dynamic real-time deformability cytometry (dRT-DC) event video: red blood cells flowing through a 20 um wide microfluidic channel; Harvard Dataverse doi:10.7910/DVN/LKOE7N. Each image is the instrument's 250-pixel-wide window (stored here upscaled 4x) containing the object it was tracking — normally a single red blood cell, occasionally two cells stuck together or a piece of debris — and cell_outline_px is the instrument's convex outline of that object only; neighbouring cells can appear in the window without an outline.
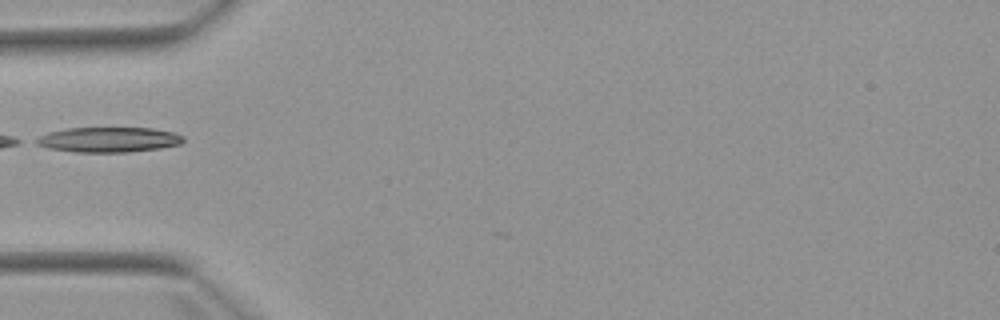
{"species": "Egyptian fruit bat (a non-hibernating species)", "species_latin": "Rousettus aegyptiacus", "temperature_condition": "warm", "stored_images_in_passage": 3, "camera_frame_rate_fps": 3000, "um_per_image_px": 0.085, "animal": {"sex": "female"}, "frame": {"image": 1, "passage_image": 3, "time_ms": 5.333, "image_size_px": [1000, 320], "cell_outline_px": [[184, 140], [180, 144], [160, 148], [128, 152], [76, 152], [48, 148], [36, 144], [32, 140], [48, 132], [68, 128], [152, 128], [172, 132], [184, 136]], "centroid_in_image_um": [9.21, 11.87], "position_along_channel_um": 75.8, "area_um2": 21.5}}